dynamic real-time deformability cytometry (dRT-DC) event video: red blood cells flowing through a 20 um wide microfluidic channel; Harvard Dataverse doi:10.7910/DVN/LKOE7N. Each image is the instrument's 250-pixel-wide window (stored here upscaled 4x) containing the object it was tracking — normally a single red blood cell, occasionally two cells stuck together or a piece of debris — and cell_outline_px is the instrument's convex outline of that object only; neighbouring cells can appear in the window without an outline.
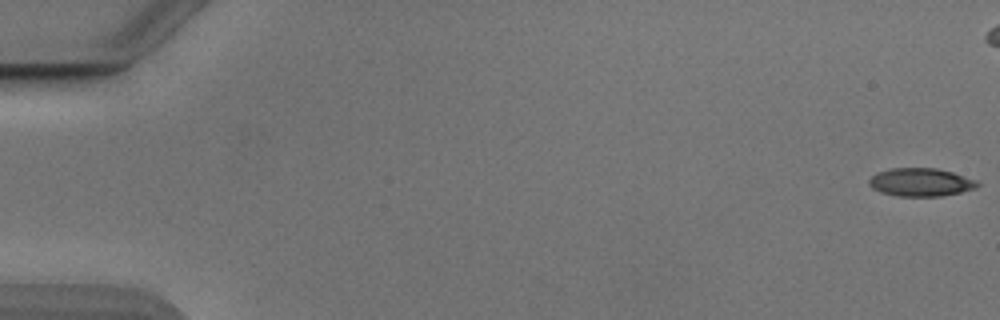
{"species": "Egyptian fruit bat (a non-hibernating species)", "species_latin": "Rousettus aegyptiacus", "temperature_condition": "cold", "stored_images_in_passage": 48, "camera_frame_rate_fps": 3000, "um_per_image_px": 0.085, "animal": {"sex": "male"}, "frame": {"image": 1, "passage_image": 1, "time_ms": 0.0, "image_size_px": [1000, 320], "cell_outline_px": [[980, 184], [976, 188], [960, 192], [940, 196], [896, 196], [880, 192], [872, 188], [868, 184], [868, 180], [876, 172], [888, 168], [936, 168], [952, 172], [980, 180]], "centroid_in_image_um": [78.26, 15.48], "position_along_channel_um": 6.7, "area_um2": 18.03}}
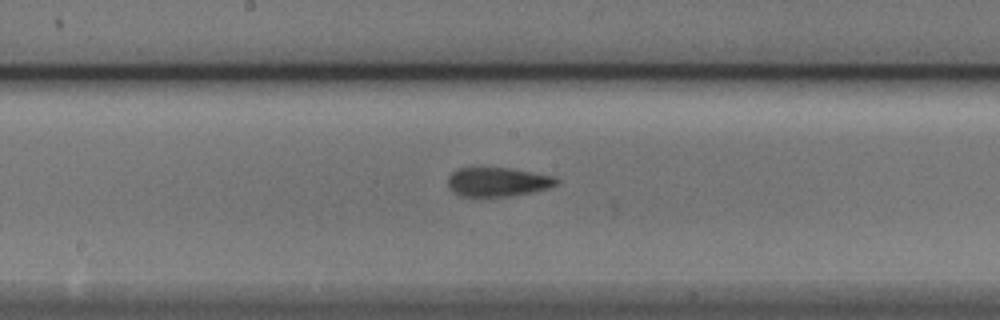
{"frame": {"image": 2, "passage_image": 29, "time_ms": 9.333, "image_size_px": [1000, 320], "cell_outline_px": [[560, 180], [556, 184], [548, 188], [532, 192], [512, 196], [460, 196], [452, 192], [448, 188], [448, 176], [452, 172], [460, 168], [512, 168], [556, 176]], "centroid_in_image_um": [42.32, 15.46], "position_along_channel_um": 205.9, "area_um2": 18.55}}
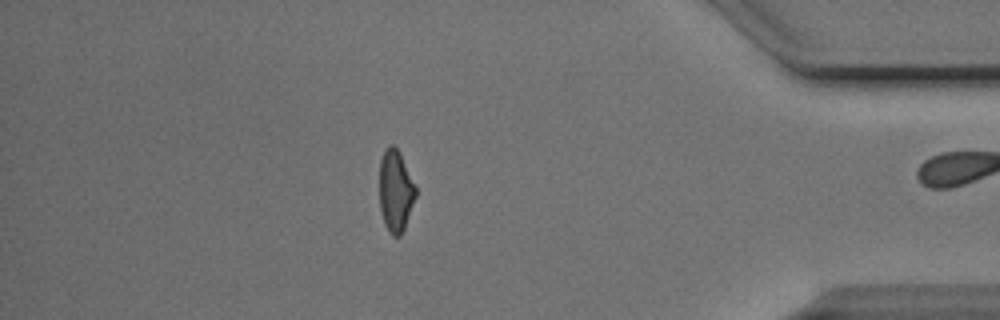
{"frame": {"image": 3, "passage_image": 47, "time_ms": 15.333, "image_size_px": [1000, 320], "cell_outline_px": [[416, 196], [404, 228], [400, 236], [392, 236], [388, 232], [384, 224], [380, 212], [380, 160], [384, 148], [388, 144], [392, 144], [400, 152], [416, 188]], "centroid_in_image_um": [33.6, 16.22], "position_along_channel_um": 401.6, "area_um2": 17.34}, "authors_computed_cell_mechanics": {"area_um2": 18.4382, "velocity_mm_per_s": 3.8704, "shape_relaxation_time_tau1_ms": 8.7516, "shape_relaxation_time_tau2_ms": 2.3132, "deformation_change_tau1": 0.2062, "deformation_change_tau2": 0.1161}}